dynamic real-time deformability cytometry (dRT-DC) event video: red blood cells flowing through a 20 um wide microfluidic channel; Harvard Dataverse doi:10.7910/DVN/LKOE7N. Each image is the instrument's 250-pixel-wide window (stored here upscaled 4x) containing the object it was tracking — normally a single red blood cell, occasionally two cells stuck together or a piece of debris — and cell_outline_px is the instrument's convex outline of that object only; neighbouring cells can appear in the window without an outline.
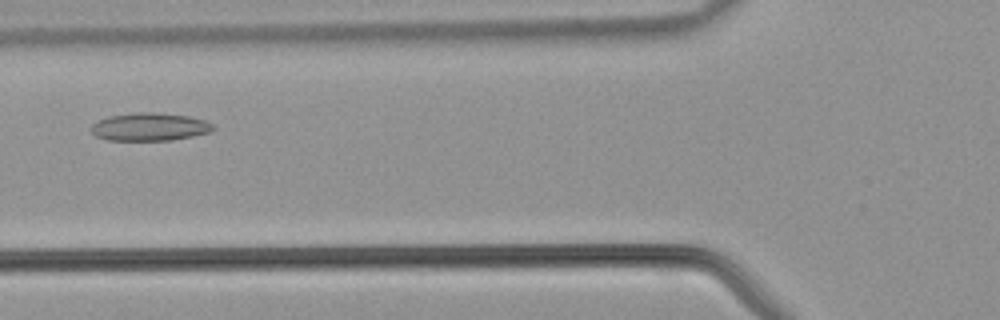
{"species": "common noctule bat (a hibernating species)", "species_latin": "Nyctalus noctula", "temperature_condition": "warm", "stored_images_in_passage": 37, "camera_frame_rate_fps": 3000, "um_per_image_px": 0.085, "animal": {"sex": "male", "body_mass_g": 21.5, "forearm_length_mm": 52.0}, "frame": {"image": 1, "passage_image": 10, "time_ms": 3.0, "image_size_px": [1000, 320], "cell_outline_px": [[216, 128], [208, 132], [192, 136], [172, 140], [108, 140], [96, 136], [92, 132], [92, 124], [108, 116], [136, 112], [152, 112], [188, 116], [204, 120], [212, 124]], "centroid_in_image_um": [12.72, 10.78], "position_along_channel_um": 113.1, "area_um2": 19.65}}
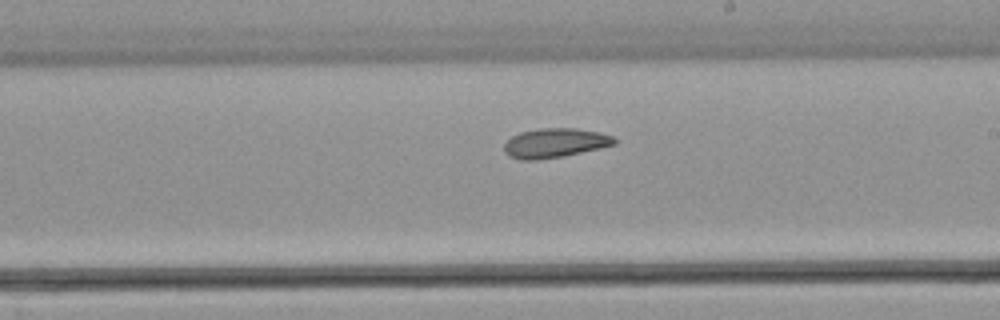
{"frame": {"image": 2, "passage_image": 18, "time_ms": 5.667, "image_size_px": [1000, 320], "cell_outline_px": [[616, 144], [600, 148], [564, 156], [536, 160], [520, 160], [508, 156], [504, 152], [504, 144], [512, 136], [520, 132], [540, 128], [576, 128], [596, 132], [612, 136], [616, 140]], "centroid_in_image_um": [47.13, 12.16], "position_along_channel_um": 241.9, "area_um2": 18.84}}
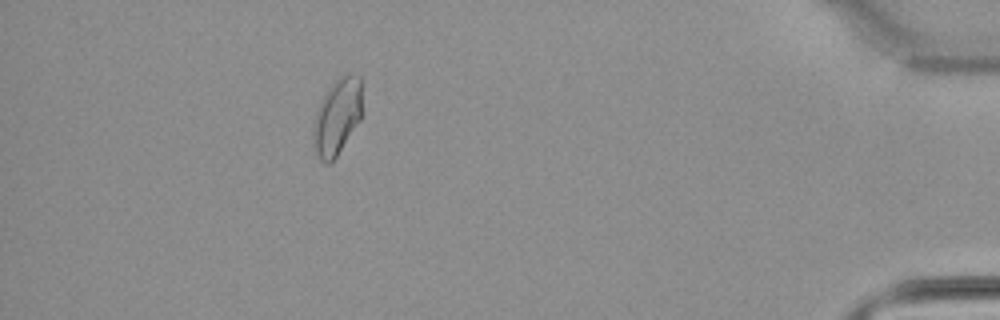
{"frame": {"image": 3, "passage_image": 32, "time_ms": 10.333, "image_size_px": [1000, 320], "cell_outline_px": [[360, 120], [336, 156], [328, 164], [320, 160], [316, 152], [312, 140], [312, 128], [316, 112], [324, 92], [340, 76], [348, 72], [352, 72], [360, 76]], "centroid_in_image_um": [28.62, 9.89], "position_along_channel_um": 406.6, "area_um2": 21.56}}